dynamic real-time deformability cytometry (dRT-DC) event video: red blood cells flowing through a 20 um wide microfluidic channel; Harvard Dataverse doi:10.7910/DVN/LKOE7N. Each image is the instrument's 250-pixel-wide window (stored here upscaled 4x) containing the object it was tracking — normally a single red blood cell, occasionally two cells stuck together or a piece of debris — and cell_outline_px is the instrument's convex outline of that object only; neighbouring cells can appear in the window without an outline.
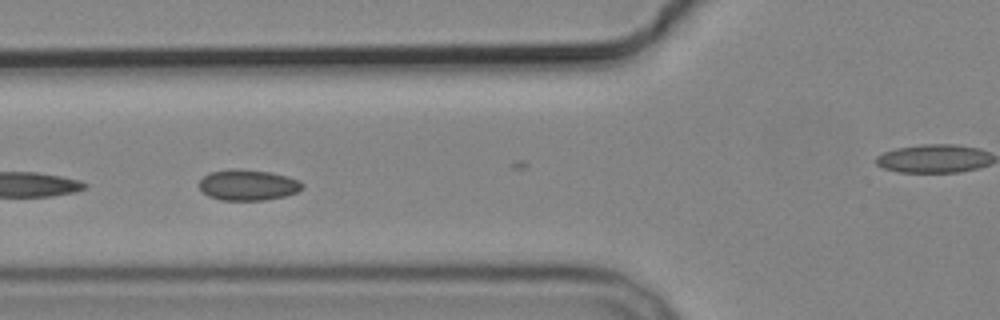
{"species": "common noctule bat (a hibernating species)", "species_latin": "Nyctalus noctula", "temperature_condition": "cold", "stored_images_in_passage": 11, "segment_of_instrument_passage": [1, 2], "camera_frame_rate_fps": 3000, "um_per_image_px": 0.085, "animal": {"sex": "male", "body_mass_g": 19.2, "forearm_length_mm": 51.8}, "frame": {"image": 1, "passage_image": 7, "time_ms": 8.0, "image_size_px": [1000, 320], "cell_outline_px": [[304, 184], [296, 192], [284, 196], [264, 200], [220, 200], [208, 196], [200, 188], [200, 180], [208, 172], [228, 168], [236, 168], [272, 172], [288, 176], [300, 180]], "centroid_in_image_um": [21.06, 15.7], "position_along_channel_um": 104.7, "area_um2": 18.67}}
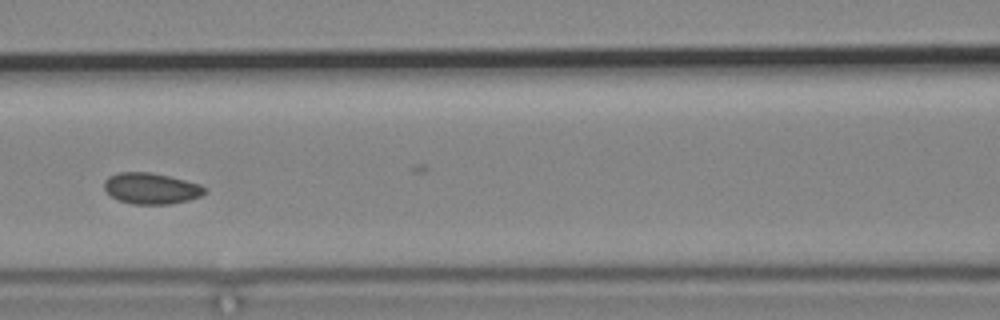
{"frame": {"image": 2, "passage_image": 8, "time_ms": 9.333, "image_size_px": [1000, 320], "cell_outline_px": [[208, 192], [200, 196], [188, 200], [172, 204], [132, 204], [120, 200], [112, 196], [104, 188], [104, 180], [108, 176], [120, 172], [152, 172], [200, 184]], "centroid_in_image_um": [12.85, 16.01], "position_along_channel_um": 153.8, "area_um2": 18.15}}
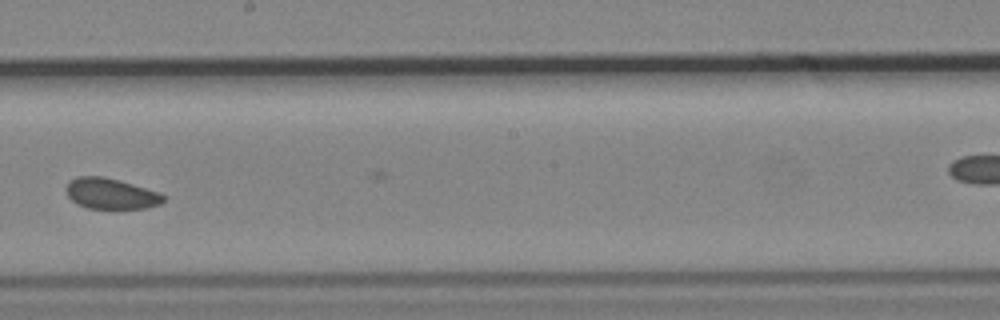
{"frame": {"image": 3, "passage_image": 10, "time_ms": 11.667, "image_size_px": [1000, 320], "cell_outline_px": [[164, 200], [160, 204], [144, 208], [88, 208], [76, 204], [68, 196], [64, 188], [76, 176], [100, 176], [132, 184], [160, 192], [164, 196]], "centroid_in_image_um": [9.4, 16.46], "position_along_channel_um": 238.8, "area_um2": 17.22}}